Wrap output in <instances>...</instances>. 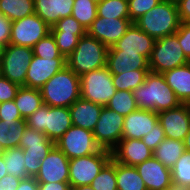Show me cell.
Masks as SVG:
<instances>
[{
  "mask_svg": "<svg viewBox=\"0 0 190 190\" xmlns=\"http://www.w3.org/2000/svg\"><path fill=\"white\" fill-rule=\"evenodd\" d=\"M155 39L142 31L134 22L127 32L111 47L110 50L137 52L150 59Z\"/></svg>",
  "mask_w": 190,
  "mask_h": 190,
  "instance_id": "d6986e66",
  "label": "cell"
},
{
  "mask_svg": "<svg viewBox=\"0 0 190 190\" xmlns=\"http://www.w3.org/2000/svg\"><path fill=\"white\" fill-rule=\"evenodd\" d=\"M132 94L138 109L156 113L177 108L181 104L161 73L149 71L145 82L134 89Z\"/></svg>",
  "mask_w": 190,
  "mask_h": 190,
  "instance_id": "6da1fadb",
  "label": "cell"
},
{
  "mask_svg": "<svg viewBox=\"0 0 190 190\" xmlns=\"http://www.w3.org/2000/svg\"><path fill=\"white\" fill-rule=\"evenodd\" d=\"M3 153H4V150H3V148L0 145V155H2Z\"/></svg>",
  "mask_w": 190,
  "mask_h": 190,
  "instance_id": "6f0895ef",
  "label": "cell"
},
{
  "mask_svg": "<svg viewBox=\"0 0 190 190\" xmlns=\"http://www.w3.org/2000/svg\"><path fill=\"white\" fill-rule=\"evenodd\" d=\"M91 1H94L95 3H99L101 0H91Z\"/></svg>",
  "mask_w": 190,
  "mask_h": 190,
  "instance_id": "680465c9",
  "label": "cell"
},
{
  "mask_svg": "<svg viewBox=\"0 0 190 190\" xmlns=\"http://www.w3.org/2000/svg\"><path fill=\"white\" fill-rule=\"evenodd\" d=\"M55 146L44 133L27 126L20 140L19 147L22 148L25 158L26 173L29 177H35L40 169L41 160Z\"/></svg>",
  "mask_w": 190,
  "mask_h": 190,
  "instance_id": "30bf717a",
  "label": "cell"
},
{
  "mask_svg": "<svg viewBox=\"0 0 190 190\" xmlns=\"http://www.w3.org/2000/svg\"><path fill=\"white\" fill-rule=\"evenodd\" d=\"M158 120L164 130L165 138L184 141L190 129V111L187 104L158 112Z\"/></svg>",
  "mask_w": 190,
  "mask_h": 190,
  "instance_id": "e0dca14e",
  "label": "cell"
},
{
  "mask_svg": "<svg viewBox=\"0 0 190 190\" xmlns=\"http://www.w3.org/2000/svg\"><path fill=\"white\" fill-rule=\"evenodd\" d=\"M2 155L8 174L19 179L29 177L26 173L25 158L21 147L6 149Z\"/></svg>",
  "mask_w": 190,
  "mask_h": 190,
  "instance_id": "4dcf8cb0",
  "label": "cell"
},
{
  "mask_svg": "<svg viewBox=\"0 0 190 190\" xmlns=\"http://www.w3.org/2000/svg\"><path fill=\"white\" fill-rule=\"evenodd\" d=\"M161 0H128L129 19L134 22Z\"/></svg>",
  "mask_w": 190,
  "mask_h": 190,
  "instance_id": "60d3db41",
  "label": "cell"
},
{
  "mask_svg": "<svg viewBox=\"0 0 190 190\" xmlns=\"http://www.w3.org/2000/svg\"><path fill=\"white\" fill-rule=\"evenodd\" d=\"M14 102L24 120L35 113L44 104L40 89L26 86L19 87Z\"/></svg>",
  "mask_w": 190,
  "mask_h": 190,
  "instance_id": "484cf974",
  "label": "cell"
},
{
  "mask_svg": "<svg viewBox=\"0 0 190 190\" xmlns=\"http://www.w3.org/2000/svg\"><path fill=\"white\" fill-rule=\"evenodd\" d=\"M27 128L26 120L0 121V145L3 150L19 147L23 132Z\"/></svg>",
  "mask_w": 190,
  "mask_h": 190,
  "instance_id": "f1b7e54d",
  "label": "cell"
},
{
  "mask_svg": "<svg viewBox=\"0 0 190 190\" xmlns=\"http://www.w3.org/2000/svg\"><path fill=\"white\" fill-rule=\"evenodd\" d=\"M190 60L185 56L179 42L178 33L156 39L149 59V69L154 73L186 65Z\"/></svg>",
  "mask_w": 190,
  "mask_h": 190,
  "instance_id": "8992f818",
  "label": "cell"
},
{
  "mask_svg": "<svg viewBox=\"0 0 190 190\" xmlns=\"http://www.w3.org/2000/svg\"><path fill=\"white\" fill-rule=\"evenodd\" d=\"M134 23L155 40L175 34L181 23L176 1L161 0Z\"/></svg>",
  "mask_w": 190,
  "mask_h": 190,
  "instance_id": "3957f363",
  "label": "cell"
},
{
  "mask_svg": "<svg viewBox=\"0 0 190 190\" xmlns=\"http://www.w3.org/2000/svg\"><path fill=\"white\" fill-rule=\"evenodd\" d=\"M0 13L11 21L35 13L34 0H0Z\"/></svg>",
  "mask_w": 190,
  "mask_h": 190,
  "instance_id": "f546056e",
  "label": "cell"
},
{
  "mask_svg": "<svg viewBox=\"0 0 190 190\" xmlns=\"http://www.w3.org/2000/svg\"><path fill=\"white\" fill-rule=\"evenodd\" d=\"M69 159L54 146L41 160L40 169L34 177L38 183L69 182Z\"/></svg>",
  "mask_w": 190,
  "mask_h": 190,
  "instance_id": "5bb4252c",
  "label": "cell"
},
{
  "mask_svg": "<svg viewBox=\"0 0 190 190\" xmlns=\"http://www.w3.org/2000/svg\"><path fill=\"white\" fill-rule=\"evenodd\" d=\"M72 16L87 30L97 18V3L91 0H74Z\"/></svg>",
  "mask_w": 190,
  "mask_h": 190,
  "instance_id": "836d02e7",
  "label": "cell"
},
{
  "mask_svg": "<svg viewBox=\"0 0 190 190\" xmlns=\"http://www.w3.org/2000/svg\"><path fill=\"white\" fill-rule=\"evenodd\" d=\"M165 139L164 130L158 121L153 130H151L147 135H145L141 140L143 143L152 151H154L157 146Z\"/></svg>",
  "mask_w": 190,
  "mask_h": 190,
  "instance_id": "b9f144b4",
  "label": "cell"
},
{
  "mask_svg": "<svg viewBox=\"0 0 190 190\" xmlns=\"http://www.w3.org/2000/svg\"><path fill=\"white\" fill-rule=\"evenodd\" d=\"M94 190H118L116 181V161L112 158L91 183Z\"/></svg>",
  "mask_w": 190,
  "mask_h": 190,
  "instance_id": "d590c367",
  "label": "cell"
},
{
  "mask_svg": "<svg viewBox=\"0 0 190 190\" xmlns=\"http://www.w3.org/2000/svg\"><path fill=\"white\" fill-rule=\"evenodd\" d=\"M178 33V42L185 54L190 60V23H180Z\"/></svg>",
  "mask_w": 190,
  "mask_h": 190,
  "instance_id": "f6af8a7d",
  "label": "cell"
},
{
  "mask_svg": "<svg viewBox=\"0 0 190 190\" xmlns=\"http://www.w3.org/2000/svg\"><path fill=\"white\" fill-rule=\"evenodd\" d=\"M3 46L0 44V56L2 55V53H3Z\"/></svg>",
  "mask_w": 190,
  "mask_h": 190,
  "instance_id": "9f6ffc18",
  "label": "cell"
},
{
  "mask_svg": "<svg viewBox=\"0 0 190 190\" xmlns=\"http://www.w3.org/2000/svg\"><path fill=\"white\" fill-rule=\"evenodd\" d=\"M106 107L124 117L138 109L132 91L128 90H116Z\"/></svg>",
  "mask_w": 190,
  "mask_h": 190,
  "instance_id": "d6a6232c",
  "label": "cell"
},
{
  "mask_svg": "<svg viewBox=\"0 0 190 190\" xmlns=\"http://www.w3.org/2000/svg\"><path fill=\"white\" fill-rule=\"evenodd\" d=\"M40 92L44 104L69 108L80 98V77L66 66L52 76Z\"/></svg>",
  "mask_w": 190,
  "mask_h": 190,
  "instance_id": "7a4b0ae2",
  "label": "cell"
},
{
  "mask_svg": "<svg viewBox=\"0 0 190 190\" xmlns=\"http://www.w3.org/2000/svg\"><path fill=\"white\" fill-rule=\"evenodd\" d=\"M19 85L0 75V103L13 101Z\"/></svg>",
  "mask_w": 190,
  "mask_h": 190,
  "instance_id": "7bdbcfd3",
  "label": "cell"
},
{
  "mask_svg": "<svg viewBox=\"0 0 190 190\" xmlns=\"http://www.w3.org/2000/svg\"><path fill=\"white\" fill-rule=\"evenodd\" d=\"M74 0H34L35 14L52 27L60 19L72 15Z\"/></svg>",
  "mask_w": 190,
  "mask_h": 190,
  "instance_id": "603a6c76",
  "label": "cell"
},
{
  "mask_svg": "<svg viewBox=\"0 0 190 190\" xmlns=\"http://www.w3.org/2000/svg\"><path fill=\"white\" fill-rule=\"evenodd\" d=\"M33 56L31 47L8 44L0 56V75L19 86H25L27 70Z\"/></svg>",
  "mask_w": 190,
  "mask_h": 190,
  "instance_id": "9c48e42d",
  "label": "cell"
},
{
  "mask_svg": "<svg viewBox=\"0 0 190 190\" xmlns=\"http://www.w3.org/2000/svg\"><path fill=\"white\" fill-rule=\"evenodd\" d=\"M67 66V58L33 56L27 70L25 86L40 89L52 76Z\"/></svg>",
  "mask_w": 190,
  "mask_h": 190,
  "instance_id": "2e32d148",
  "label": "cell"
},
{
  "mask_svg": "<svg viewBox=\"0 0 190 190\" xmlns=\"http://www.w3.org/2000/svg\"><path fill=\"white\" fill-rule=\"evenodd\" d=\"M133 22L129 18L99 17L87 29V33L106 45L113 46L128 30Z\"/></svg>",
  "mask_w": 190,
  "mask_h": 190,
  "instance_id": "9a60e30c",
  "label": "cell"
},
{
  "mask_svg": "<svg viewBox=\"0 0 190 190\" xmlns=\"http://www.w3.org/2000/svg\"><path fill=\"white\" fill-rule=\"evenodd\" d=\"M108 47L88 33L79 38L74 51L67 57V66L79 77L106 66Z\"/></svg>",
  "mask_w": 190,
  "mask_h": 190,
  "instance_id": "277c9868",
  "label": "cell"
},
{
  "mask_svg": "<svg viewBox=\"0 0 190 190\" xmlns=\"http://www.w3.org/2000/svg\"><path fill=\"white\" fill-rule=\"evenodd\" d=\"M167 85L175 92L181 104L190 102V62L163 73Z\"/></svg>",
  "mask_w": 190,
  "mask_h": 190,
  "instance_id": "d4e9b609",
  "label": "cell"
},
{
  "mask_svg": "<svg viewBox=\"0 0 190 190\" xmlns=\"http://www.w3.org/2000/svg\"><path fill=\"white\" fill-rule=\"evenodd\" d=\"M184 152L183 141L165 138L153 151V157L171 169Z\"/></svg>",
  "mask_w": 190,
  "mask_h": 190,
  "instance_id": "4316f807",
  "label": "cell"
},
{
  "mask_svg": "<svg viewBox=\"0 0 190 190\" xmlns=\"http://www.w3.org/2000/svg\"><path fill=\"white\" fill-rule=\"evenodd\" d=\"M12 21L0 13V44L5 47L10 42Z\"/></svg>",
  "mask_w": 190,
  "mask_h": 190,
  "instance_id": "bcb514c9",
  "label": "cell"
},
{
  "mask_svg": "<svg viewBox=\"0 0 190 190\" xmlns=\"http://www.w3.org/2000/svg\"><path fill=\"white\" fill-rule=\"evenodd\" d=\"M97 16L105 18H129L128 1L101 0L97 4Z\"/></svg>",
  "mask_w": 190,
  "mask_h": 190,
  "instance_id": "e575fe53",
  "label": "cell"
},
{
  "mask_svg": "<svg viewBox=\"0 0 190 190\" xmlns=\"http://www.w3.org/2000/svg\"><path fill=\"white\" fill-rule=\"evenodd\" d=\"M116 181L118 190H147L135 166L116 162Z\"/></svg>",
  "mask_w": 190,
  "mask_h": 190,
  "instance_id": "83f0119b",
  "label": "cell"
},
{
  "mask_svg": "<svg viewBox=\"0 0 190 190\" xmlns=\"http://www.w3.org/2000/svg\"><path fill=\"white\" fill-rule=\"evenodd\" d=\"M51 31H64V33L75 34L79 38L87 33L86 28L81 25L72 15L60 19L51 27Z\"/></svg>",
  "mask_w": 190,
  "mask_h": 190,
  "instance_id": "ab89813d",
  "label": "cell"
},
{
  "mask_svg": "<svg viewBox=\"0 0 190 190\" xmlns=\"http://www.w3.org/2000/svg\"><path fill=\"white\" fill-rule=\"evenodd\" d=\"M158 121L156 112L137 109L125 116L122 139H142Z\"/></svg>",
  "mask_w": 190,
  "mask_h": 190,
  "instance_id": "44dd1931",
  "label": "cell"
},
{
  "mask_svg": "<svg viewBox=\"0 0 190 190\" xmlns=\"http://www.w3.org/2000/svg\"><path fill=\"white\" fill-rule=\"evenodd\" d=\"M35 56L47 58H66L59 52L54 36L49 33L46 37L39 40L33 47Z\"/></svg>",
  "mask_w": 190,
  "mask_h": 190,
  "instance_id": "74e56055",
  "label": "cell"
},
{
  "mask_svg": "<svg viewBox=\"0 0 190 190\" xmlns=\"http://www.w3.org/2000/svg\"><path fill=\"white\" fill-rule=\"evenodd\" d=\"M124 116L104 106L93 135L101 149L112 151L122 139Z\"/></svg>",
  "mask_w": 190,
  "mask_h": 190,
  "instance_id": "7c38bea8",
  "label": "cell"
},
{
  "mask_svg": "<svg viewBox=\"0 0 190 190\" xmlns=\"http://www.w3.org/2000/svg\"><path fill=\"white\" fill-rule=\"evenodd\" d=\"M135 167L147 190H168L172 184L171 169L154 157L137 164Z\"/></svg>",
  "mask_w": 190,
  "mask_h": 190,
  "instance_id": "ac0fdd59",
  "label": "cell"
},
{
  "mask_svg": "<svg viewBox=\"0 0 190 190\" xmlns=\"http://www.w3.org/2000/svg\"><path fill=\"white\" fill-rule=\"evenodd\" d=\"M71 190H94L91 185L72 187Z\"/></svg>",
  "mask_w": 190,
  "mask_h": 190,
  "instance_id": "11a10c76",
  "label": "cell"
},
{
  "mask_svg": "<svg viewBox=\"0 0 190 190\" xmlns=\"http://www.w3.org/2000/svg\"><path fill=\"white\" fill-rule=\"evenodd\" d=\"M183 142H184L185 151L190 152V129H189L188 134L185 136V139Z\"/></svg>",
  "mask_w": 190,
  "mask_h": 190,
  "instance_id": "db71d44e",
  "label": "cell"
},
{
  "mask_svg": "<svg viewBox=\"0 0 190 190\" xmlns=\"http://www.w3.org/2000/svg\"><path fill=\"white\" fill-rule=\"evenodd\" d=\"M8 174L6 165L4 164L3 155H0V180Z\"/></svg>",
  "mask_w": 190,
  "mask_h": 190,
  "instance_id": "816d5d0a",
  "label": "cell"
},
{
  "mask_svg": "<svg viewBox=\"0 0 190 190\" xmlns=\"http://www.w3.org/2000/svg\"><path fill=\"white\" fill-rule=\"evenodd\" d=\"M20 182L21 179L7 174L0 180V190H16Z\"/></svg>",
  "mask_w": 190,
  "mask_h": 190,
  "instance_id": "c3c4849f",
  "label": "cell"
},
{
  "mask_svg": "<svg viewBox=\"0 0 190 190\" xmlns=\"http://www.w3.org/2000/svg\"><path fill=\"white\" fill-rule=\"evenodd\" d=\"M102 108L103 106L80 97L69 107L72 125L93 132Z\"/></svg>",
  "mask_w": 190,
  "mask_h": 190,
  "instance_id": "cb8c5ba5",
  "label": "cell"
},
{
  "mask_svg": "<svg viewBox=\"0 0 190 190\" xmlns=\"http://www.w3.org/2000/svg\"><path fill=\"white\" fill-rule=\"evenodd\" d=\"M149 71L150 69H138L121 74H112V82L116 90L133 91L145 82Z\"/></svg>",
  "mask_w": 190,
  "mask_h": 190,
  "instance_id": "1f68e13d",
  "label": "cell"
},
{
  "mask_svg": "<svg viewBox=\"0 0 190 190\" xmlns=\"http://www.w3.org/2000/svg\"><path fill=\"white\" fill-rule=\"evenodd\" d=\"M172 183L190 187V152L185 151L171 168Z\"/></svg>",
  "mask_w": 190,
  "mask_h": 190,
  "instance_id": "8d00e7d4",
  "label": "cell"
},
{
  "mask_svg": "<svg viewBox=\"0 0 190 190\" xmlns=\"http://www.w3.org/2000/svg\"><path fill=\"white\" fill-rule=\"evenodd\" d=\"M22 120L24 119L21 117L14 100L0 103V121L16 122Z\"/></svg>",
  "mask_w": 190,
  "mask_h": 190,
  "instance_id": "ee69618b",
  "label": "cell"
},
{
  "mask_svg": "<svg viewBox=\"0 0 190 190\" xmlns=\"http://www.w3.org/2000/svg\"><path fill=\"white\" fill-rule=\"evenodd\" d=\"M112 74L105 66L80 76V97L101 106H106L115 95Z\"/></svg>",
  "mask_w": 190,
  "mask_h": 190,
  "instance_id": "52a82bcc",
  "label": "cell"
},
{
  "mask_svg": "<svg viewBox=\"0 0 190 190\" xmlns=\"http://www.w3.org/2000/svg\"><path fill=\"white\" fill-rule=\"evenodd\" d=\"M27 126L44 133L52 142L58 141L72 126L69 108L43 104L27 119Z\"/></svg>",
  "mask_w": 190,
  "mask_h": 190,
  "instance_id": "5b68a950",
  "label": "cell"
},
{
  "mask_svg": "<svg viewBox=\"0 0 190 190\" xmlns=\"http://www.w3.org/2000/svg\"><path fill=\"white\" fill-rule=\"evenodd\" d=\"M112 151V158L121 164L136 166L153 157L150 150L141 139H121Z\"/></svg>",
  "mask_w": 190,
  "mask_h": 190,
  "instance_id": "ffe728a7",
  "label": "cell"
},
{
  "mask_svg": "<svg viewBox=\"0 0 190 190\" xmlns=\"http://www.w3.org/2000/svg\"><path fill=\"white\" fill-rule=\"evenodd\" d=\"M181 23H190V0H176Z\"/></svg>",
  "mask_w": 190,
  "mask_h": 190,
  "instance_id": "7dc6e473",
  "label": "cell"
},
{
  "mask_svg": "<svg viewBox=\"0 0 190 190\" xmlns=\"http://www.w3.org/2000/svg\"><path fill=\"white\" fill-rule=\"evenodd\" d=\"M38 190H71L69 182L38 183Z\"/></svg>",
  "mask_w": 190,
  "mask_h": 190,
  "instance_id": "681fc988",
  "label": "cell"
},
{
  "mask_svg": "<svg viewBox=\"0 0 190 190\" xmlns=\"http://www.w3.org/2000/svg\"><path fill=\"white\" fill-rule=\"evenodd\" d=\"M16 190H38V182L34 177L21 179Z\"/></svg>",
  "mask_w": 190,
  "mask_h": 190,
  "instance_id": "f907efd6",
  "label": "cell"
},
{
  "mask_svg": "<svg viewBox=\"0 0 190 190\" xmlns=\"http://www.w3.org/2000/svg\"><path fill=\"white\" fill-rule=\"evenodd\" d=\"M168 190H189V187L172 183Z\"/></svg>",
  "mask_w": 190,
  "mask_h": 190,
  "instance_id": "f5cc1de1",
  "label": "cell"
},
{
  "mask_svg": "<svg viewBox=\"0 0 190 190\" xmlns=\"http://www.w3.org/2000/svg\"><path fill=\"white\" fill-rule=\"evenodd\" d=\"M55 146L69 160L77 157H85L101 150L92 131L73 125L55 142Z\"/></svg>",
  "mask_w": 190,
  "mask_h": 190,
  "instance_id": "8fae6325",
  "label": "cell"
},
{
  "mask_svg": "<svg viewBox=\"0 0 190 190\" xmlns=\"http://www.w3.org/2000/svg\"><path fill=\"white\" fill-rule=\"evenodd\" d=\"M112 159L109 150L101 149L85 157H77L69 160V184L70 187L91 185L103 167Z\"/></svg>",
  "mask_w": 190,
  "mask_h": 190,
  "instance_id": "ba28073f",
  "label": "cell"
},
{
  "mask_svg": "<svg viewBox=\"0 0 190 190\" xmlns=\"http://www.w3.org/2000/svg\"><path fill=\"white\" fill-rule=\"evenodd\" d=\"M50 33L54 36L59 52L67 58L76 48L79 37L75 34L64 33V31Z\"/></svg>",
  "mask_w": 190,
  "mask_h": 190,
  "instance_id": "f35d334b",
  "label": "cell"
},
{
  "mask_svg": "<svg viewBox=\"0 0 190 190\" xmlns=\"http://www.w3.org/2000/svg\"><path fill=\"white\" fill-rule=\"evenodd\" d=\"M106 67L111 74H121L131 70L149 69V60L137 52H124L108 48Z\"/></svg>",
  "mask_w": 190,
  "mask_h": 190,
  "instance_id": "7402d4cb",
  "label": "cell"
},
{
  "mask_svg": "<svg viewBox=\"0 0 190 190\" xmlns=\"http://www.w3.org/2000/svg\"><path fill=\"white\" fill-rule=\"evenodd\" d=\"M51 32V27L35 13L12 21L9 44L33 47Z\"/></svg>",
  "mask_w": 190,
  "mask_h": 190,
  "instance_id": "4fadbf2b",
  "label": "cell"
}]
</instances>
